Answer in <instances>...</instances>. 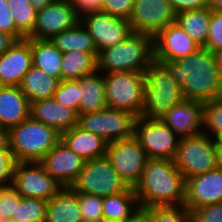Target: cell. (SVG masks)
Here are the masks:
<instances>
[{
    "label": "cell",
    "mask_w": 222,
    "mask_h": 222,
    "mask_svg": "<svg viewBox=\"0 0 222 222\" xmlns=\"http://www.w3.org/2000/svg\"><path fill=\"white\" fill-rule=\"evenodd\" d=\"M59 82L58 79L47 75L44 71L33 65L24 75L20 88L31 103L52 98Z\"/></svg>",
    "instance_id": "28"
},
{
    "label": "cell",
    "mask_w": 222,
    "mask_h": 222,
    "mask_svg": "<svg viewBox=\"0 0 222 222\" xmlns=\"http://www.w3.org/2000/svg\"><path fill=\"white\" fill-rule=\"evenodd\" d=\"M30 117L56 128L60 133L78 124V114L74 110L62 106L53 98L31 102Z\"/></svg>",
    "instance_id": "21"
},
{
    "label": "cell",
    "mask_w": 222,
    "mask_h": 222,
    "mask_svg": "<svg viewBox=\"0 0 222 222\" xmlns=\"http://www.w3.org/2000/svg\"><path fill=\"white\" fill-rule=\"evenodd\" d=\"M0 32L14 35L18 40L26 38L17 28L7 0H0Z\"/></svg>",
    "instance_id": "42"
},
{
    "label": "cell",
    "mask_w": 222,
    "mask_h": 222,
    "mask_svg": "<svg viewBox=\"0 0 222 222\" xmlns=\"http://www.w3.org/2000/svg\"><path fill=\"white\" fill-rule=\"evenodd\" d=\"M14 161L10 149H0V185L11 184Z\"/></svg>",
    "instance_id": "43"
},
{
    "label": "cell",
    "mask_w": 222,
    "mask_h": 222,
    "mask_svg": "<svg viewBox=\"0 0 222 222\" xmlns=\"http://www.w3.org/2000/svg\"><path fill=\"white\" fill-rule=\"evenodd\" d=\"M220 147V159H221V167H222V140L218 142Z\"/></svg>",
    "instance_id": "53"
},
{
    "label": "cell",
    "mask_w": 222,
    "mask_h": 222,
    "mask_svg": "<svg viewBox=\"0 0 222 222\" xmlns=\"http://www.w3.org/2000/svg\"><path fill=\"white\" fill-rule=\"evenodd\" d=\"M29 1L36 10H39V9H43L54 0H29Z\"/></svg>",
    "instance_id": "47"
},
{
    "label": "cell",
    "mask_w": 222,
    "mask_h": 222,
    "mask_svg": "<svg viewBox=\"0 0 222 222\" xmlns=\"http://www.w3.org/2000/svg\"><path fill=\"white\" fill-rule=\"evenodd\" d=\"M71 187L76 192L101 197L123 193L130 188L106 156L85 161L82 171Z\"/></svg>",
    "instance_id": "8"
},
{
    "label": "cell",
    "mask_w": 222,
    "mask_h": 222,
    "mask_svg": "<svg viewBox=\"0 0 222 222\" xmlns=\"http://www.w3.org/2000/svg\"><path fill=\"white\" fill-rule=\"evenodd\" d=\"M204 102L184 99L175 104L160 120L181 138L202 132Z\"/></svg>",
    "instance_id": "20"
},
{
    "label": "cell",
    "mask_w": 222,
    "mask_h": 222,
    "mask_svg": "<svg viewBox=\"0 0 222 222\" xmlns=\"http://www.w3.org/2000/svg\"><path fill=\"white\" fill-rule=\"evenodd\" d=\"M174 163L185 179L215 170L221 166L219 143L203 132L181 138Z\"/></svg>",
    "instance_id": "6"
},
{
    "label": "cell",
    "mask_w": 222,
    "mask_h": 222,
    "mask_svg": "<svg viewBox=\"0 0 222 222\" xmlns=\"http://www.w3.org/2000/svg\"><path fill=\"white\" fill-rule=\"evenodd\" d=\"M79 92L78 79L61 80L52 98L62 106L74 110L79 115Z\"/></svg>",
    "instance_id": "36"
},
{
    "label": "cell",
    "mask_w": 222,
    "mask_h": 222,
    "mask_svg": "<svg viewBox=\"0 0 222 222\" xmlns=\"http://www.w3.org/2000/svg\"><path fill=\"white\" fill-rule=\"evenodd\" d=\"M30 117V102L20 86H0V124L9 130Z\"/></svg>",
    "instance_id": "22"
},
{
    "label": "cell",
    "mask_w": 222,
    "mask_h": 222,
    "mask_svg": "<svg viewBox=\"0 0 222 222\" xmlns=\"http://www.w3.org/2000/svg\"><path fill=\"white\" fill-rule=\"evenodd\" d=\"M210 8L183 11L176 15V22L201 47H204L208 38Z\"/></svg>",
    "instance_id": "31"
},
{
    "label": "cell",
    "mask_w": 222,
    "mask_h": 222,
    "mask_svg": "<svg viewBox=\"0 0 222 222\" xmlns=\"http://www.w3.org/2000/svg\"><path fill=\"white\" fill-rule=\"evenodd\" d=\"M80 16L89 12L102 11L103 0H69Z\"/></svg>",
    "instance_id": "45"
},
{
    "label": "cell",
    "mask_w": 222,
    "mask_h": 222,
    "mask_svg": "<svg viewBox=\"0 0 222 222\" xmlns=\"http://www.w3.org/2000/svg\"><path fill=\"white\" fill-rule=\"evenodd\" d=\"M17 40L12 34L0 32V55L8 50Z\"/></svg>",
    "instance_id": "46"
},
{
    "label": "cell",
    "mask_w": 222,
    "mask_h": 222,
    "mask_svg": "<svg viewBox=\"0 0 222 222\" xmlns=\"http://www.w3.org/2000/svg\"><path fill=\"white\" fill-rule=\"evenodd\" d=\"M136 117L126 111L106 107L92 113L78 115V126L101 136L107 142L134 136Z\"/></svg>",
    "instance_id": "9"
},
{
    "label": "cell",
    "mask_w": 222,
    "mask_h": 222,
    "mask_svg": "<svg viewBox=\"0 0 222 222\" xmlns=\"http://www.w3.org/2000/svg\"><path fill=\"white\" fill-rule=\"evenodd\" d=\"M79 22L80 15L69 0H54L43 9L37 10L34 30L27 38L50 40Z\"/></svg>",
    "instance_id": "14"
},
{
    "label": "cell",
    "mask_w": 222,
    "mask_h": 222,
    "mask_svg": "<svg viewBox=\"0 0 222 222\" xmlns=\"http://www.w3.org/2000/svg\"><path fill=\"white\" fill-rule=\"evenodd\" d=\"M145 101L141 117L160 119L175 104L182 102L181 86L169 68L155 59L145 70Z\"/></svg>",
    "instance_id": "5"
},
{
    "label": "cell",
    "mask_w": 222,
    "mask_h": 222,
    "mask_svg": "<svg viewBox=\"0 0 222 222\" xmlns=\"http://www.w3.org/2000/svg\"><path fill=\"white\" fill-rule=\"evenodd\" d=\"M214 54H215L216 64L218 66L220 75L222 76V49L214 52Z\"/></svg>",
    "instance_id": "50"
},
{
    "label": "cell",
    "mask_w": 222,
    "mask_h": 222,
    "mask_svg": "<svg viewBox=\"0 0 222 222\" xmlns=\"http://www.w3.org/2000/svg\"><path fill=\"white\" fill-rule=\"evenodd\" d=\"M0 131H8L7 129H4L0 124Z\"/></svg>",
    "instance_id": "54"
},
{
    "label": "cell",
    "mask_w": 222,
    "mask_h": 222,
    "mask_svg": "<svg viewBox=\"0 0 222 222\" xmlns=\"http://www.w3.org/2000/svg\"><path fill=\"white\" fill-rule=\"evenodd\" d=\"M11 184L23 198L48 201L62 186L37 161L14 162Z\"/></svg>",
    "instance_id": "12"
},
{
    "label": "cell",
    "mask_w": 222,
    "mask_h": 222,
    "mask_svg": "<svg viewBox=\"0 0 222 222\" xmlns=\"http://www.w3.org/2000/svg\"><path fill=\"white\" fill-rule=\"evenodd\" d=\"M45 222H83L78 192L72 187H62L47 201Z\"/></svg>",
    "instance_id": "25"
},
{
    "label": "cell",
    "mask_w": 222,
    "mask_h": 222,
    "mask_svg": "<svg viewBox=\"0 0 222 222\" xmlns=\"http://www.w3.org/2000/svg\"><path fill=\"white\" fill-rule=\"evenodd\" d=\"M16 28L27 38L34 30L37 10L29 0H7Z\"/></svg>",
    "instance_id": "32"
},
{
    "label": "cell",
    "mask_w": 222,
    "mask_h": 222,
    "mask_svg": "<svg viewBox=\"0 0 222 222\" xmlns=\"http://www.w3.org/2000/svg\"><path fill=\"white\" fill-rule=\"evenodd\" d=\"M104 78L107 106L140 117L145 101V73L111 72L104 73Z\"/></svg>",
    "instance_id": "7"
},
{
    "label": "cell",
    "mask_w": 222,
    "mask_h": 222,
    "mask_svg": "<svg viewBox=\"0 0 222 222\" xmlns=\"http://www.w3.org/2000/svg\"><path fill=\"white\" fill-rule=\"evenodd\" d=\"M62 52L84 51L94 54L98 58V50L93 38L81 22L76 26L66 29L50 39Z\"/></svg>",
    "instance_id": "29"
},
{
    "label": "cell",
    "mask_w": 222,
    "mask_h": 222,
    "mask_svg": "<svg viewBox=\"0 0 222 222\" xmlns=\"http://www.w3.org/2000/svg\"><path fill=\"white\" fill-rule=\"evenodd\" d=\"M22 196L18 194L17 189L12 185L0 187V217L11 219L16 213L17 203H20Z\"/></svg>",
    "instance_id": "39"
},
{
    "label": "cell",
    "mask_w": 222,
    "mask_h": 222,
    "mask_svg": "<svg viewBox=\"0 0 222 222\" xmlns=\"http://www.w3.org/2000/svg\"><path fill=\"white\" fill-rule=\"evenodd\" d=\"M103 222H130L140 213V206L134 191L129 188L126 192L103 197Z\"/></svg>",
    "instance_id": "26"
},
{
    "label": "cell",
    "mask_w": 222,
    "mask_h": 222,
    "mask_svg": "<svg viewBox=\"0 0 222 222\" xmlns=\"http://www.w3.org/2000/svg\"><path fill=\"white\" fill-rule=\"evenodd\" d=\"M208 7L212 10L222 11V0H208Z\"/></svg>",
    "instance_id": "49"
},
{
    "label": "cell",
    "mask_w": 222,
    "mask_h": 222,
    "mask_svg": "<svg viewBox=\"0 0 222 222\" xmlns=\"http://www.w3.org/2000/svg\"><path fill=\"white\" fill-rule=\"evenodd\" d=\"M133 32L155 37L169 24L176 22L169 0H135L129 19Z\"/></svg>",
    "instance_id": "15"
},
{
    "label": "cell",
    "mask_w": 222,
    "mask_h": 222,
    "mask_svg": "<svg viewBox=\"0 0 222 222\" xmlns=\"http://www.w3.org/2000/svg\"><path fill=\"white\" fill-rule=\"evenodd\" d=\"M222 203V167L186 179L184 206L191 213L195 208Z\"/></svg>",
    "instance_id": "18"
},
{
    "label": "cell",
    "mask_w": 222,
    "mask_h": 222,
    "mask_svg": "<svg viewBox=\"0 0 222 222\" xmlns=\"http://www.w3.org/2000/svg\"><path fill=\"white\" fill-rule=\"evenodd\" d=\"M134 191L140 208L184 205L186 179L174 160L148 158Z\"/></svg>",
    "instance_id": "2"
},
{
    "label": "cell",
    "mask_w": 222,
    "mask_h": 222,
    "mask_svg": "<svg viewBox=\"0 0 222 222\" xmlns=\"http://www.w3.org/2000/svg\"><path fill=\"white\" fill-rule=\"evenodd\" d=\"M8 141L14 162H40L61 141V133L28 117L8 130Z\"/></svg>",
    "instance_id": "4"
},
{
    "label": "cell",
    "mask_w": 222,
    "mask_h": 222,
    "mask_svg": "<svg viewBox=\"0 0 222 222\" xmlns=\"http://www.w3.org/2000/svg\"><path fill=\"white\" fill-rule=\"evenodd\" d=\"M83 222H103V197L78 192Z\"/></svg>",
    "instance_id": "37"
},
{
    "label": "cell",
    "mask_w": 222,
    "mask_h": 222,
    "mask_svg": "<svg viewBox=\"0 0 222 222\" xmlns=\"http://www.w3.org/2000/svg\"><path fill=\"white\" fill-rule=\"evenodd\" d=\"M32 66L31 38L17 40L0 55V86H20Z\"/></svg>",
    "instance_id": "19"
},
{
    "label": "cell",
    "mask_w": 222,
    "mask_h": 222,
    "mask_svg": "<svg viewBox=\"0 0 222 222\" xmlns=\"http://www.w3.org/2000/svg\"><path fill=\"white\" fill-rule=\"evenodd\" d=\"M80 22L93 38L98 53L122 42L133 33L129 20L104 11L83 14L80 16Z\"/></svg>",
    "instance_id": "13"
},
{
    "label": "cell",
    "mask_w": 222,
    "mask_h": 222,
    "mask_svg": "<svg viewBox=\"0 0 222 222\" xmlns=\"http://www.w3.org/2000/svg\"><path fill=\"white\" fill-rule=\"evenodd\" d=\"M98 69L97 57L84 51L63 53L61 63L62 80H77Z\"/></svg>",
    "instance_id": "30"
},
{
    "label": "cell",
    "mask_w": 222,
    "mask_h": 222,
    "mask_svg": "<svg viewBox=\"0 0 222 222\" xmlns=\"http://www.w3.org/2000/svg\"><path fill=\"white\" fill-rule=\"evenodd\" d=\"M190 222H222V203L195 208L190 213Z\"/></svg>",
    "instance_id": "40"
},
{
    "label": "cell",
    "mask_w": 222,
    "mask_h": 222,
    "mask_svg": "<svg viewBox=\"0 0 222 222\" xmlns=\"http://www.w3.org/2000/svg\"><path fill=\"white\" fill-rule=\"evenodd\" d=\"M47 201L37 198H23L17 203L12 219L21 222H45Z\"/></svg>",
    "instance_id": "35"
},
{
    "label": "cell",
    "mask_w": 222,
    "mask_h": 222,
    "mask_svg": "<svg viewBox=\"0 0 222 222\" xmlns=\"http://www.w3.org/2000/svg\"><path fill=\"white\" fill-rule=\"evenodd\" d=\"M203 48L211 52L222 49V11L210 9L208 38Z\"/></svg>",
    "instance_id": "38"
},
{
    "label": "cell",
    "mask_w": 222,
    "mask_h": 222,
    "mask_svg": "<svg viewBox=\"0 0 222 222\" xmlns=\"http://www.w3.org/2000/svg\"><path fill=\"white\" fill-rule=\"evenodd\" d=\"M114 170L131 188L139 183L148 160L147 154L134 137L108 142L106 155Z\"/></svg>",
    "instance_id": "11"
},
{
    "label": "cell",
    "mask_w": 222,
    "mask_h": 222,
    "mask_svg": "<svg viewBox=\"0 0 222 222\" xmlns=\"http://www.w3.org/2000/svg\"><path fill=\"white\" fill-rule=\"evenodd\" d=\"M61 141L85 161L106 155L108 142L101 136L75 125L61 133Z\"/></svg>",
    "instance_id": "23"
},
{
    "label": "cell",
    "mask_w": 222,
    "mask_h": 222,
    "mask_svg": "<svg viewBox=\"0 0 222 222\" xmlns=\"http://www.w3.org/2000/svg\"><path fill=\"white\" fill-rule=\"evenodd\" d=\"M0 149H9L8 131H0Z\"/></svg>",
    "instance_id": "48"
},
{
    "label": "cell",
    "mask_w": 222,
    "mask_h": 222,
    "mask_svg": "<svg viewBox=\"0 0 222 222\" xmlns=\"http://www.w3.org/2000/svg\"><path fill=\"white\" fill-rule=\"evenodd\" d=\"M130 222H147V220L145 219V217L139 213L133 220H131Z\"/></svg>",
    "instance_id": "51"
},
{
    "label": "cell",
    "mask_w": 222,
    "mask_h": 222,
    "mask_svg": "<svg viewBox=\"0 0 222 222\" xmlns=\"http://www.w3.org/2000/svg\"><path fill=\"white\" fill-rule=\"evenodd\" d=\"M140 213L147 222H190V212L184 205L142 207Z\"/></svg>",
    "instance_id": "33"
},
{
    "label": "cell",
    "mask_w": 222,
    "mask_h": 222,
    "mask_svg": "<svg viewBox=\"0 0 222 222\" xmlns=\"http://www.w3.org/2000/svg\"><path fill=\"white\" fill-rule=\"evenodd\" d=\"M185 99L207 102L222 97V76L215 54L203 47L182 59L164 63Z\"/></svg>",
    "instance_id": "1"
},
{
    "label": "cell",
    "mask_w": 222,
    "mask_h": 222,
    "mask_svg": "<svg viewBox=\"0 0 222 222\" xmlns=\"http://www.w3.org/2000/svg\"><path fill=\"white\" fill-rule=\"evenodd\" d=\"M79 83V115L105 109L106 84L104 73L96 70L78 79Z\"/></svg>",
    "instance_id": "24"
},
{
    "label": "cell",
    "mask_w": 222,
    "mask_h": 222,
    "mask_svg": "<svg viewBox=\"0 0 222 222\" xmlns=\"http://www.w3.org/2000/svg\"><path fill=\"white\" fill-rule=\"evenodd\" d=\"M134 137L148 158L174 160L180 138L160 119L136 118Z\"/></svg>",
    "instance_id": "10"
},
{
    "label": "cell",
    "mask_w": 222,
    "mask_h": 222,
    "mask_svg": "<svg viewBox=\"0 0 222 222\" xmlns=\"http://www.w3.org/2000/svg\"><path fill=\"white\" fill-rule=\"evenodd\" d=\"M97 60L102 73L145 72L154 60L153 37L133 32L122 42L101 50Z\"/></svg>",
    "instance_id": "3"
},
{
    "label": "cell",
    "mask_w": 222,
    "mask_h": 222,
    "mask_svg": "<svg viewBox=\"0 0 222 222\" xmlns=\"http://www.w3.org/2000/svg\"><path fill=\"white\" fill-rule=\"evenodd\" d=\"M0 222H21V221H19V220H14V219H4V218H2V217H0Z\"/></svg>",
    "instance_id": "52"
},
{
    "label": "cell",
    "mask_w": 222,
    "mask_h": 222,
    "mask_svg": "<svg viewBox=\"0 0 222 222\" xmlns=\"http://www.w3.org/2000/svg\"><path fill=\"white\" fill-rule=\"evenodd\" d=\"M33 65L59 81L63 53L49 39L31 38Z\"/></svg>",
    "instance_id": "27"
},
{
    "label": "cell",
    "mask_w": 222,
    "mask_h": 222,
    "mask_svg": "<svg viewBox=\"0 0 222 222\" xmlns=\"http://www.w3.org/2000/svg\"><path fill=\"white\" fill-rule=\"evenodd\" d=\"M202 132L218 142L222 140V97L204 102Z\"/></svg>",
    "instance_id": "34"
},
{
    "label": "cell",
    "mask_w": 222,
    "mask_h": 222,
    "mask_svg": "<svg viewBox=\"0 0 222 222\" xmlns=\"http://www.w3.org/2000/svg\"><path fill=\"white\" fill-rule=\"evenodd\" d=\"M174 13L197 10L208 6V0H169Z\"/></svg>",
    "instance_id": "44"
},
{
    "label": "cell",
    "mask_w": 222,
    "mask_h": 222,
    "mask_svg": "<svg viewBox=\"0 0 222 222\" xmlns=\"http://www.w3.org/2000/svg\"><path fill=\"white\" fill-rule=\"evenodd\" d=\"M154 59L161 63L173 62L197 52L201 46L174 22L153 37Z\"/></svg>",
    "instance_id": "16"
},
{
    "label": "cell",
    "mask_w": 222,
    "mask_h": 222,
    "mask_svg": "<svg viewBox=\"0 0 222 222\" xmlns=\"http://www.w3.org/2000/svg\"><path fill=\"white\" fill-rule=\"evenodd\" d=\"M135 0H103L102 11L112 16L130 19Z\"/></svg>",
    "instance_id": "41"
},
{
    "label": "cell",
    "mask_w": 222,
    "mask_h": 222,
    "mask_svg": "<svg viewBox=\"0 0 222 222\" xmlns=\"http://www.w3.org/2000/svg\"><path fill=\"white\" fill-rule=\"evenodd\" d=\"M40 162L62 187H71L82 171L85 160L60 141Z\"/></svg>",
    "instance_id": "17"
}]
</instances>
